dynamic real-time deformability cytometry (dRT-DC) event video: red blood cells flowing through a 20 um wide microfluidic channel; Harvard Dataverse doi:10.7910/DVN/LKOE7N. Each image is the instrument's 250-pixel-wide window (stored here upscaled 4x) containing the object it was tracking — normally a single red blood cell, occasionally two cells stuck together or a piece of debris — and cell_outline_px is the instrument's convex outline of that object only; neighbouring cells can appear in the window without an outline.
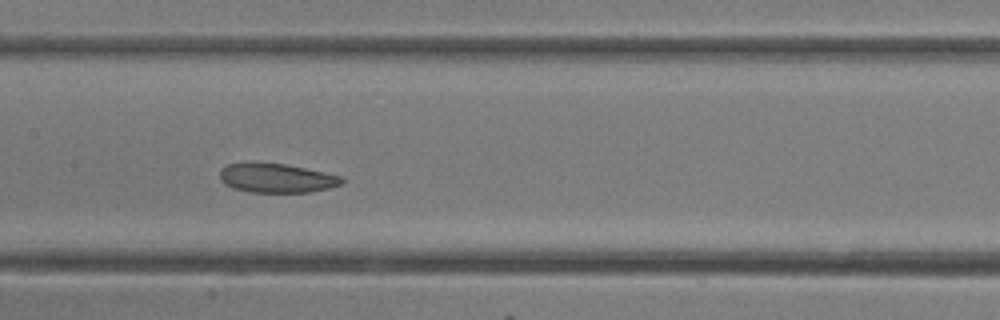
{"species": "common noctule bat (a hibernating species)", "species_latin": "Nyctalus noctula", "temperature_condition": "room temperature", "stored_images_in_passage": 27, "camera_frame_rate_fps": 3000, "um_per_image_px": 0.085, "animal": {"sex": "female"}, "frame": {"image": 1, "passage_image": 12, "time_ms": 3.667, "image_size_px": [1000, 320], "cell_outline_px": [[344, 184], [328, 188], [308, 192], [248, 192], [232, 188], [224, 184], [220, 180], [220, 168], [228, 164], [284, 164], [344, 176]], "centroid_in_image_um": [23.53, 15.16], "position_along_channel_um": 183.9, "area_um2": 20.52}}
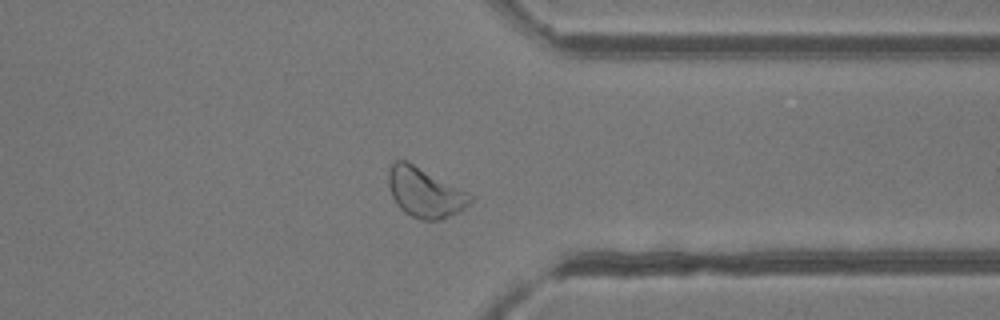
{"frame": {"image": 2, "passage_image": 20, "time_ms": 6.333, "image_size_px": [1000, 320], "cell_outline_px": [[472, 200], [460, 212], [440, 220], [424, 220], [412, 216], [404, 212], [396, 204], [392, 196], [388, 184], [388, 168], [392, 160], [408, 160], [468, 192], [472, 196]], "centroid_in_image_um": [36.09, 16.33], "position_along_channel_um": 375.3, "area_um2": 23.93}}